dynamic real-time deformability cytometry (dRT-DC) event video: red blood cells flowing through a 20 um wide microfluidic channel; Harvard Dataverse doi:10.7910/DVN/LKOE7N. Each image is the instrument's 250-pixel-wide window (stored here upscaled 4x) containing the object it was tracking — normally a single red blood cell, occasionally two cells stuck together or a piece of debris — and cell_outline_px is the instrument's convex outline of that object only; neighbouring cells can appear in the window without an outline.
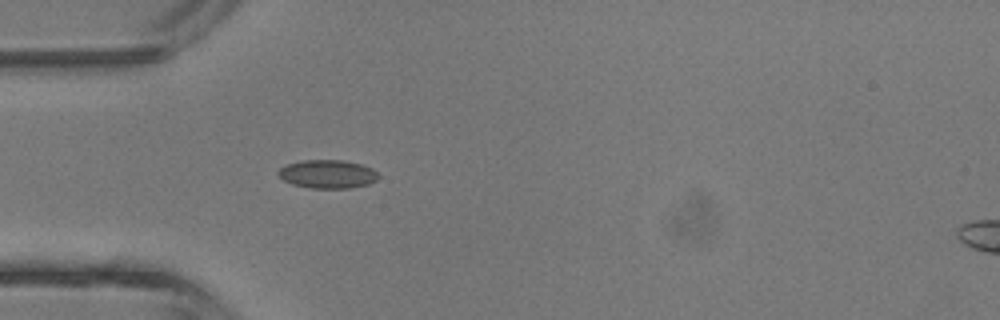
{"species": "common noctule bat (a hibernating species)", "species_latin": "Nyctalus noctula", "temperature_condition": "room temperature", "stored_images_in_passage": 4, "camera_frame_rate_fps": 3000, "um_per_image_px": 0.085, "animal": {"sex": "male", "body_mass_g": 13.3}, "frame": {"image": 1, "passage_image": 3, "time_ms": 2.333, "image_size_px": [1000, 320], "cell_outline_px": [[380, 176], [376, 180], [368, 184], [352, 188], [312, 188], [292, 184], [284, 180], [276, 172], [280, 168], [288, 164], [304, 160], [344, 160], [360, 164], [372, 168]], "centroid_in_image_um": [27.86, 14.8], "position_along_channel_um": 57.1, "area_um2": 16.53}}